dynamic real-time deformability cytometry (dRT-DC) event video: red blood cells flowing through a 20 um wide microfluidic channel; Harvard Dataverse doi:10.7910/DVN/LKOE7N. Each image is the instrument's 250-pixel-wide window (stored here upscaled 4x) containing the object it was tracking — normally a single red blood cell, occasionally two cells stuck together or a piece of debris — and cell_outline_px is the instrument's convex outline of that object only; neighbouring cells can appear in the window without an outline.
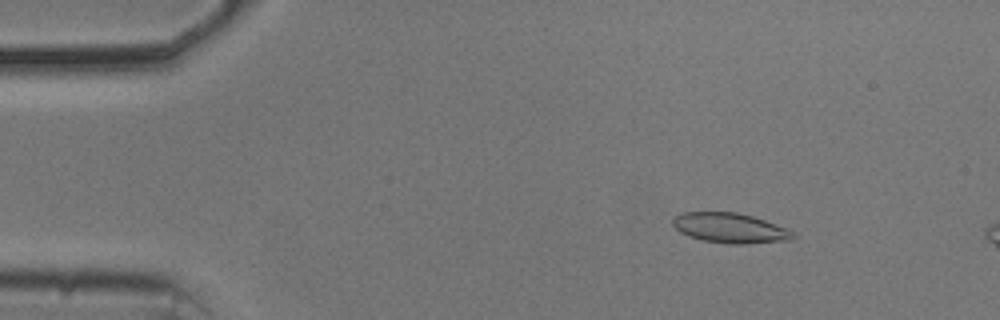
{"species": "common noctule bat (a hibernating species)", "species_latin": "Nyctalus noctula", "temperature_condition": "cold", "stored_images_in_passage": 11, "camera_frame_rate_fps": 3000, "um_per_image_px": 0.085, "animal": {"sex": "male", "body_mass_g": 20.5, "forearm_length_mm": 52.5}, "frame": {"image": 1, "passage_image": 2, "time_ms": 0.333, "image_size_px": [1000, 320], "cell_outline_px": [[796, 236], [792, 240], [744, 244], [732, 244], [704, 240], [688, 236], [680, 232], [672, 224], [672, 216], [684, 212], [736, 212], [752, 216], [764, 220], [796, 232]], "centroid_in_image_um": [62.05, 19.38], "position_along_channel_um": 22.9, "area_um2": 21.04}}